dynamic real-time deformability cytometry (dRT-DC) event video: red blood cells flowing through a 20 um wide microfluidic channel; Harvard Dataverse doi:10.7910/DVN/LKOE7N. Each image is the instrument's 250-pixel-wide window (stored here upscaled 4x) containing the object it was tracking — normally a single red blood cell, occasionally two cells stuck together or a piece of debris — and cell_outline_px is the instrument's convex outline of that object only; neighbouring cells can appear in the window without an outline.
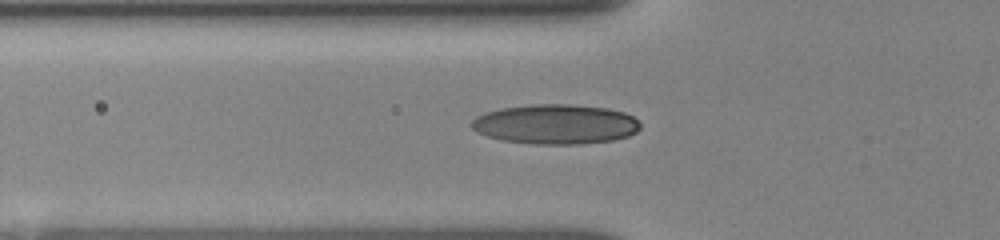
{"species": "human", "species_latin": "Homo sapiens", "temperature_condition": "room temperature", "stored_images_in_passage": 24, "camera_frame_rate_fps": 3000, "um_per_image_px": 0.085, "donor": {"sex": "female"}, "frame": {"image": 1, "passage_image": 4, "time_ms": 0.333, "image_size_px": [1000, 240], "cell_outline_px": [[640, 128], [636, 132], [628, 136], [612, 140], [580, 144], [536, 144], [500, 140], [476, 132], [468, 124], [476, 116], [484, 112], [500, 108], [532, 104], [572, 104], [608, 108], [624, 112], [632, 116], [640, 124]], "centroid_in_image_um": [47.18, 10.55], "position_along_channel_um": 78.6, "area_um2": 39.36}}
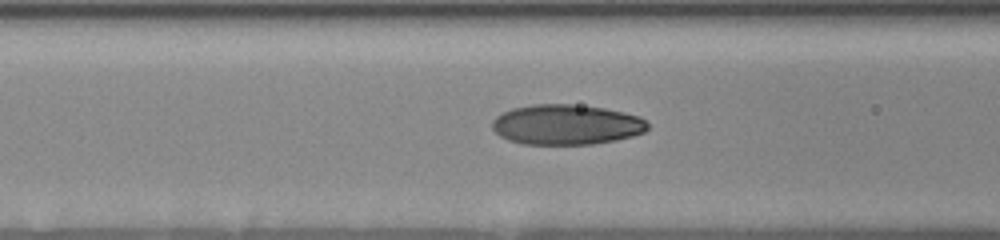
{"frame": {"image": 2, "passage_image": 11, "time_ms": 1.333, "image_size_px": [1000, 240], "cell_outline_px": [[648, 128], [644, 132], [632, 136], [616, 140], [592, 144], [524, 144], [508, 140], [500, 136], [492, 128], [492, 120], [496, 116], [512, 108], [532, 104], [572, 104], [604, 108], [624, 112], [640, 116], [648, 124]], "centroid_in_image_um": [48.13, 10.59], "position_along_channel_um": 118.5, "area_um2": 36.47}}
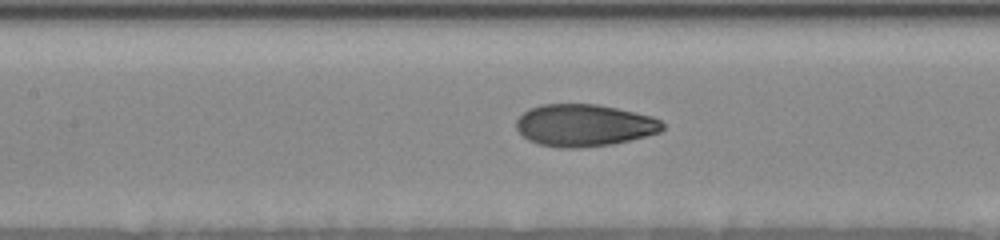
{"frame": {"image": 3, "passage_image": 18, "time_ms": 2.333, "image_size_px": [1000, 240], "cell_outline_px": [[664, 128], [660, 132], [612, 144], [580, 148], [560, 148], [540, 144], [528, 140], [516, 128], [516, 120], [528, 108], [540, 104], [596, 104], [616, 108], [652, 116], [660, 120], [664, 124]], "centroid_in_image_um": [49.63, 10.65], "position_along_channel_um": 157.8, "area_um2": 35.84}}